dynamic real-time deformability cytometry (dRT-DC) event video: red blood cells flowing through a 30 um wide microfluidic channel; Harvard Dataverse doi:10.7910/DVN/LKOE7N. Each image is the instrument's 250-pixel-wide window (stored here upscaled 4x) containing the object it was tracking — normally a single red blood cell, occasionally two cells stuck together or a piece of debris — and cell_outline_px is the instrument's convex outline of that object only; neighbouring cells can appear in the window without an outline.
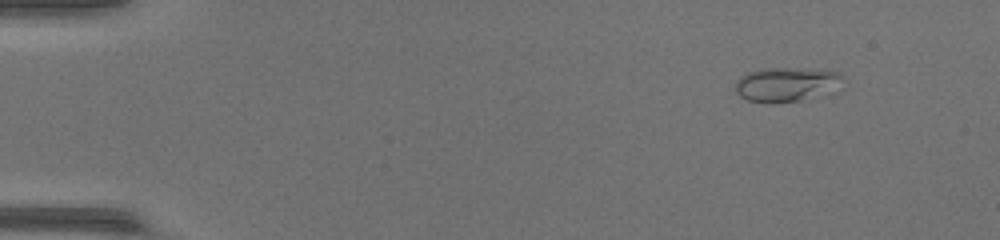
{"species": "common noctule bat (a hibernating species)", "species_latin": "Nyctalus noctula", "temperature_condition": "warm", "stored_images_in_passage": 47, "camera_frame_rate_fps": 3000, "um_per_image_px": 0.085, "animal": {"sex": "female", "body_mass_g": 17.0, "forearm_length_mm": 48.0}, "frame": {"image": 1, "passage_image": 1, "time_ms": 0.0, "image_size_px": [1000, 240], "cell_outline_px": [[840, 76], [800, 100], [748, 100], [740, 96], [736, 92], [736, 80], [748, 72], [760, 68], [816, 68], [836, 72]], "centroid_in_image_um": [66.52, 7.07], "position_along_channel_um": 18.5, "area_um2": 18.96}}
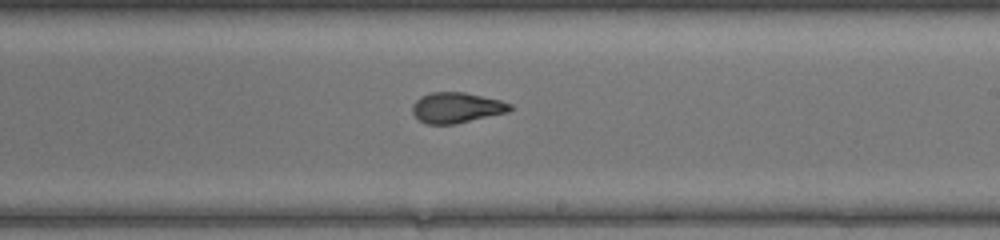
{"frame": {"image": 2, "passage_image": 27, "time_ms": 8.667, "image_size_px": [1000, 240], "cell_outline_px": [[512, 108], [508, 112], [452, 124], [428, 124], [420, 120], [412, 112], [412, 104], [420, 96], [432, 92], [464, 92], [500, 100], [512, 104]], "centroid_in_image_um": [38.79, 9.14], "position_along_channel_um": 250.2, "area_um2": 17.17}}
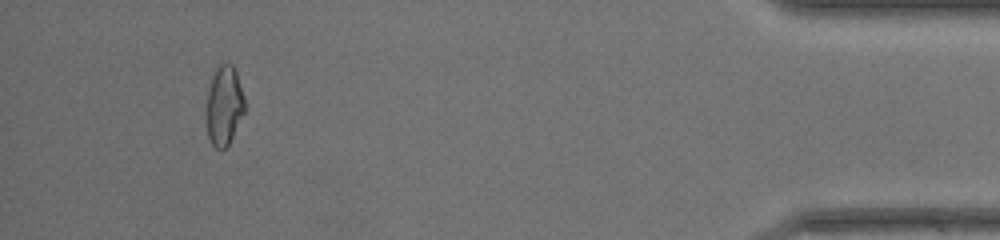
{"frame": {"image": 3, "passage_image": 44, "time_ms": 14.333, "image_size_px": [1000, 240], "cell_outline_px": [[244, 112], [228, 144], [224, 148], [216, 148], [212, 144], [208, 136], [208, 92], [212, 76], [216, 68], [220, 64], [232, 64], [236, 72], [244, 96]], "centroid_in_image_um": [19.07, 8.94], "position_along_channel_um": 416.1, "area_um2": 17.05}}